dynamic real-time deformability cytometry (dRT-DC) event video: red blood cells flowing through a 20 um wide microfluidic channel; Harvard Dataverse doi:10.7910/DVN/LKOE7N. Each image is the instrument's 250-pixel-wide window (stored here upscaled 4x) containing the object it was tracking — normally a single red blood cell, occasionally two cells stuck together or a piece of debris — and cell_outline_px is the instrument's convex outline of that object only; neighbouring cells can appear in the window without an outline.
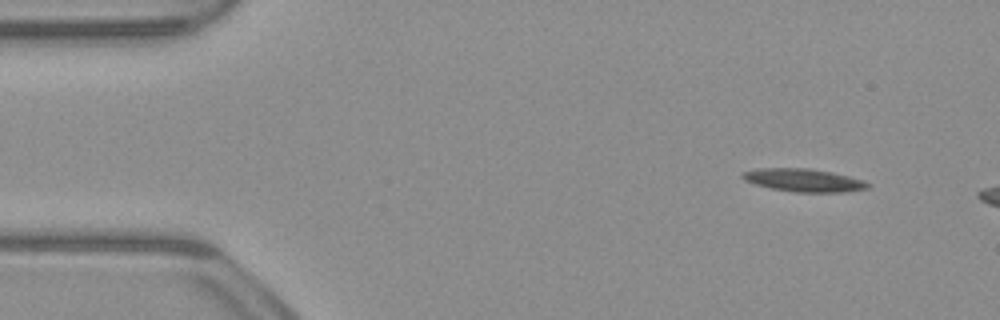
{"species": "common noctule bat (a hibernating species)", "species_latin": "Nyctalus noctula", "temperature_condition": "warm", "stored_images_in_passage": 7, "camera_frame_rate_fps": 3000, "um_per_image_px": 0.085, "animal": {"sex": "male", "body_mass_g": 23.1, "forearm_length_mm": 52.7}, "frame": {"image": 1, "passage_image": 1, "time_ms": 0.0, "image_size_px": [1000, 320], "cell_outline_px": [[872, 184], [868, 188], [848, 192], [796, 192], [772, 188], [756, 184], [744, 180], [740, 176], [740, 172], [756, 168], [808, 168], [832, 172], [864, 180]], "centroid_in_image_um": [68.32, 15.31], "position_along_channel_um": 16.7, "area_um2": 16.88}}